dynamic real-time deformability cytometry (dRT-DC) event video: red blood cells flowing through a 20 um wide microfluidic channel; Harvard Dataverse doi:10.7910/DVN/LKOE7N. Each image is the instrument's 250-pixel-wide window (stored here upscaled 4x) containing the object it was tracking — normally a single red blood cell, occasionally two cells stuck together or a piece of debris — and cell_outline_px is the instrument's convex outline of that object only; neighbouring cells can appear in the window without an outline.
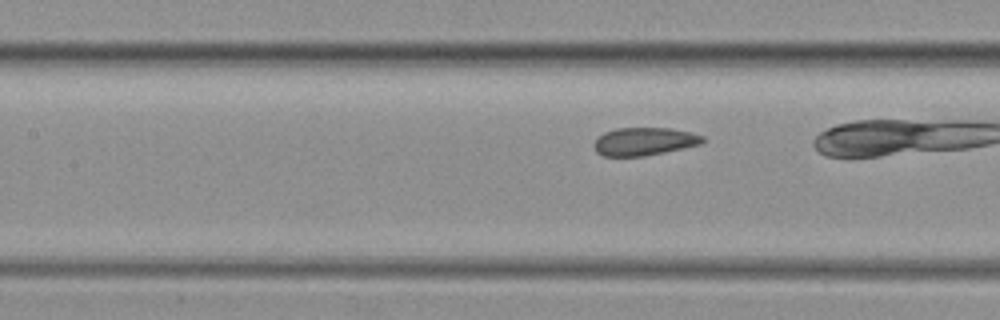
{"species": "common noctule bat (a hibernating species)", "species_latin": "Nyctalus noctula", "temperature_condition": "warm", "stored_images_in_passage": 48, "camera_frame_rate_fps": 3000, "um_per_image_px": 0.085, "animal": {"sex": "female", "body_mass_g": 19.3, "forearm_length_mm": 54.1}, "frame": {"image": 1, "passage_image": 22, "time_ms": 7.0, "image_size_px": [1000, 320], "cell_outline_px": [[704, 140], [700, 144], [684, 148], [644, 156], [604, 156], [596, 152], [592, 144], [604, 132], [616, 128], [672, 128], [692, 132], [704, 136]], "centroid_in_image_um": [54.76, 12.02], "position_along_channel_um": 152.6, "area_um2": 17.74}}
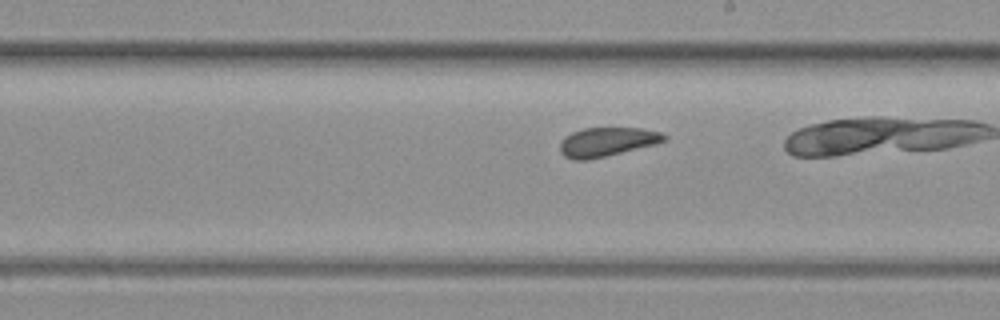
{"frame": {"image": 2, "passage_image": 32, "time_ms": 10.333, "image_size_px": [1000, 320], "cell_outline_px": [[668, 136], [664, 140], [656, 144], [588, 160], [576, 160], [564, 156], [560, 152], [560, 140], [564, 136], [572, 132], [584, 128], [640, 128], [664, 132]], "centroid_in_image_um": [51.58, 12.05], "position_along_channel_um": 237.4, "area_um2": 17.69}}
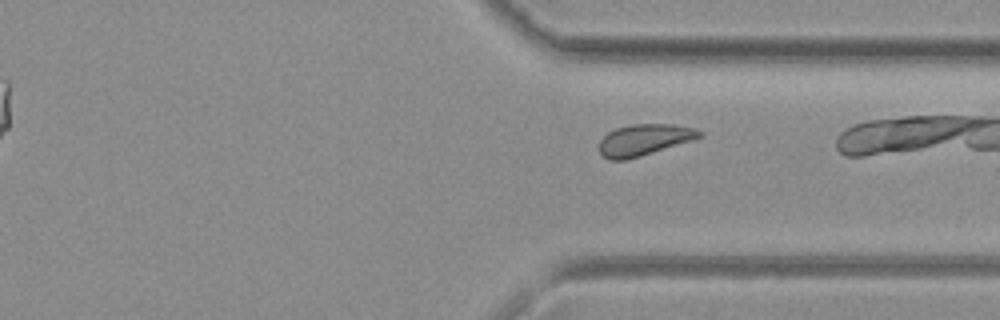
{"frame": {"image": 3, "passage_image": 46, "time_ms": 15.0, "image_size_px": [1000, 320], "cell_outline_px": [[704, 136], [692, 140], [640, 156], [624, 160], [608, 160], [600, 152], [600, 140], [608, 132], [616, 128], [632, 124], [672, 124], [696, 128], [704, 132]], "centroid_in_image_um": [54.78, 11.87], "position_along_channel_um": 356.6, "area_um2": 18.21}}